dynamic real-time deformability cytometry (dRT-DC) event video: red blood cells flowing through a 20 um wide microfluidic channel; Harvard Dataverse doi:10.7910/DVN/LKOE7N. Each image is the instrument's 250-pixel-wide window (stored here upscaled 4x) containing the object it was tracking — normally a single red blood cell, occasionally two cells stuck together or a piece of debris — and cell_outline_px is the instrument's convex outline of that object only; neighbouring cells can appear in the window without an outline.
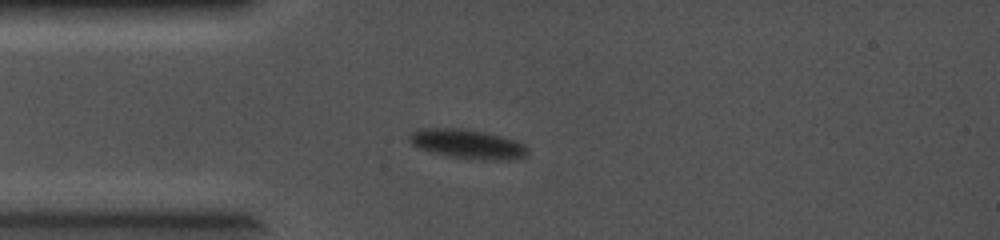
{"species": "common noctule bat (a hibernating species)", "species_latin": "Nyctalus noctula", "temperature_condition": "cold", "stored_images_in_passage": 2, "camera_frame_rate_fps": 5000, "um_per_image_px": 0.085, "animal": {"sex": "female", "body_mass_g": 19.0, "forearm_length_mm": 56.7}, "frame": {"image": 1, "passage_image": 1, "time_ms": 0.0, "image_size_px": [1000, 240], "cell_outline_px": [[528, 156], [508, 160], [476, 160], [448, 156], [420, 148], [412, 144], [408, 140], [408, 136], [412, 132], [420, 128], [468, 128], [516, 140], [524, 144], [528, 148]], "centroid_in_image_um": [39.77, 12.24], "position_along_channel_um": 45.2, "area_um2": 20.4}}